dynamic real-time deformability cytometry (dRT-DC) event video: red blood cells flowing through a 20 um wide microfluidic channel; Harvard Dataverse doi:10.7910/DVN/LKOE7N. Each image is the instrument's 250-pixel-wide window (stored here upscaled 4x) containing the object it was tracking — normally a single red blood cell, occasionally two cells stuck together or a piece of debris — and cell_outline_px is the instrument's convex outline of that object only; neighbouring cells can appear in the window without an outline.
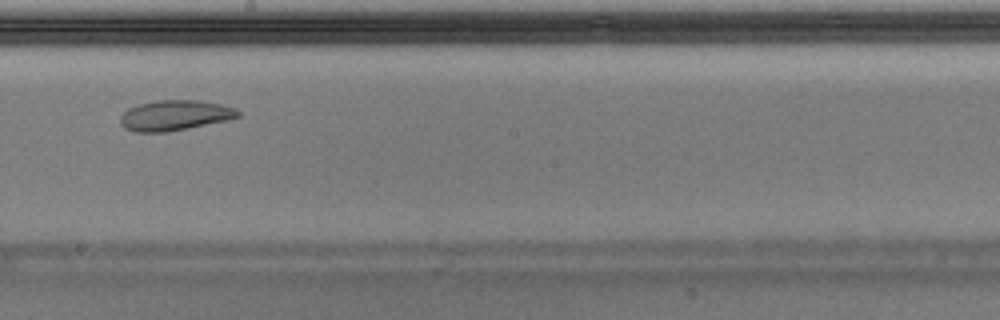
{"species": "Egyptian fruit bat (a non-hibernating species)", "species_latin": "Rousettus aegyptiacus", "temperature_condition": "warm", "stored_images_in_passage": 32, "camera_frame_rate_fps": 3000, "um_per_image_px": 0.085, "animal": {"sex": "male"}, "frame": {"image": 1, "passage_image": 14, "time_ms": 4.333, "image_size_px": [1000, 320], "cell_outline_px": [[240, 116], [228, 120], [168, 132], [136, 132], [124, 128], [120, 124], [120, 116], [128, 108], [136, 104], [156, 100], [200, 100], [220, 104], [236, 108], [240, 112]], "centroid_in_image_um": [14.84, 9.8], "position_along_channel_um": 233.4, "area_um2": 20.98}}